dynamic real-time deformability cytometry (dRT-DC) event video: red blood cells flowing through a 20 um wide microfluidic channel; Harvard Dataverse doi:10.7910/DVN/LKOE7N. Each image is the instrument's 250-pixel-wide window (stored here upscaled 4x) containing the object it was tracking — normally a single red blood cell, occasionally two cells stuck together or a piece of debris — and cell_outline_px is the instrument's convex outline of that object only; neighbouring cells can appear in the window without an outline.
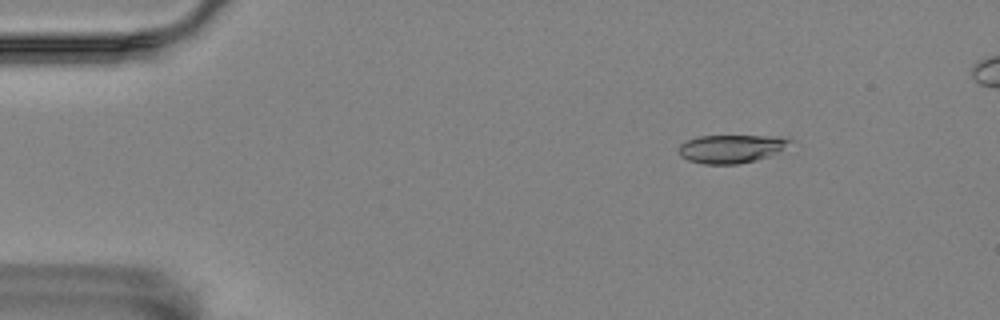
{"species": "Egyptian fruit bat (a non-hibernating species)", "species_latin": "Rousettus aegyptiacus", "temperature_condition": "room temperature", "stored_images_in_passage": 55, "camera_frame_rate_fps": 3000, "um_per_image_px": 0.085, "animal": {"sex": "female"}, "frame": {"image": 1, "passage_image": 7, "time_ms": 2.0, "image_size_px": [1000, 320], "cell_outline_px": [[792, 140], [780, 152], [756, 160], [740, 164], [704, 164], [688, 160], [680, 156], [680, 144], [688, 140], [700, 136], [776, 136]], "centroid_in_image_um": [62.15, 12.65], "position_along_channel_um": 22.8, "area_um2": 18.15}}
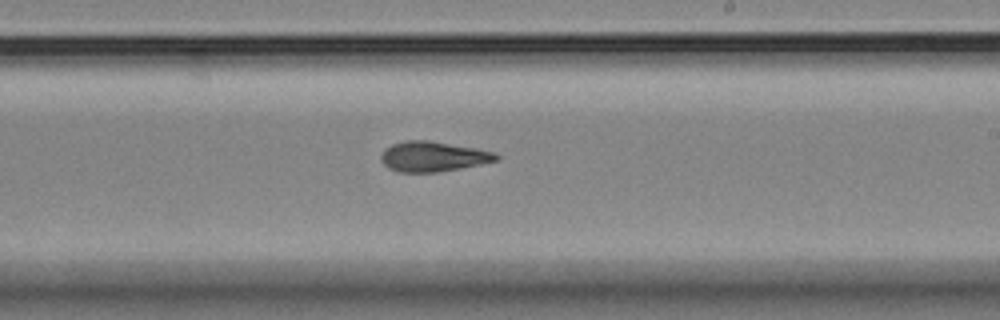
{"frame": {"image": 2, "passage_image": 33, "time_ms": 10.667, "image_size_px": [1000, 320], "cell_outline_px": [[500, 160], [460, 168], [436, 172], [400, 172], [388, 168], [380, 160], [380, 156], [384, 148], [392, 144], [404, 140], [428, 140], [476, 148], [496, 152], [500, 156]], "centroid_in_image_um": [36.8, 13.29], "position_along_channel_um": 252.2, "area_um2": 20.35}}
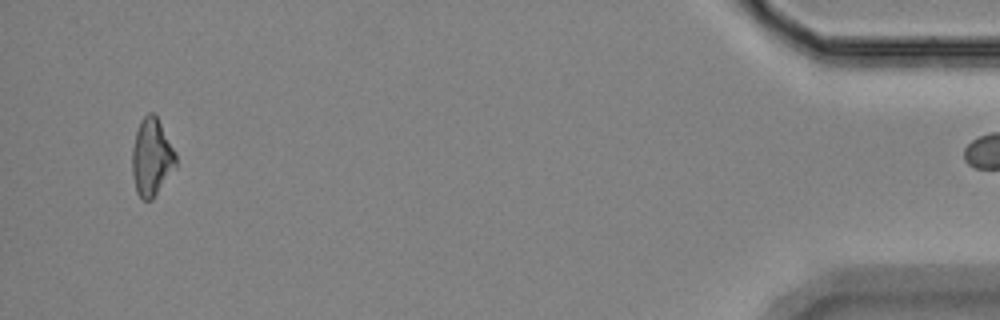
{"frame": {"image": 3, "passage_image": 54, "time_ms": 17.667, "image_size_px": [1000, 320], "cell_outline_px": [[176, 168], [152, 200], [144, 200], [136, 192], [132, 172], [132, 148], [136, 132], [140, 120], [148, 112], [152, 112], [156, 116], [176, 152]], "centroid_in_image_um": [12.89, 13.38], "position_along_channel_um": 422.3, "area_um2": 19.77}}